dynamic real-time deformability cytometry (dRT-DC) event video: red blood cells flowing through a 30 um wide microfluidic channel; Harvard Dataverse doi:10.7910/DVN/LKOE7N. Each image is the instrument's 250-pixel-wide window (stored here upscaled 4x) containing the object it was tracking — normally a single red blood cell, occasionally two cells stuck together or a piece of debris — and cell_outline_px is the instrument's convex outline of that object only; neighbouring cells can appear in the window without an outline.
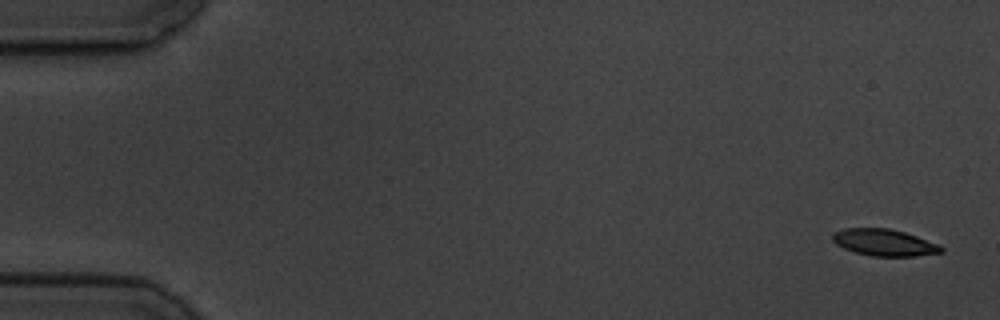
{"species": "common noctule bat (a hibernating species)", "species_latin": "Nyctalus noctula", "temperature_condition": "cold", "stored_images_in_passage": 5, "camera_frame_rate_fps": 3000, "um_per_image_px": 0.085, "animal": {"sex": "male", "body_mass_g": 19.5, "forearm_length_mm": 54.6}, "frame": {"image": 1, "passage_image": 1, "time_ms": 0.0, "image_size_px": [1000, 320], "cell_outline_px": [[944, 252], [916, 256], [872, 256], [856, 252], [844, 248], [836, 244], [832, 240], [832, 232], [844, 228], [888, 228], [904, 232], [940, 244], [944, 248]], "centroid_in_image_um": [75.17, 20.61], "position_along_channel_um": 9.8, "area_um2": 16.99}}
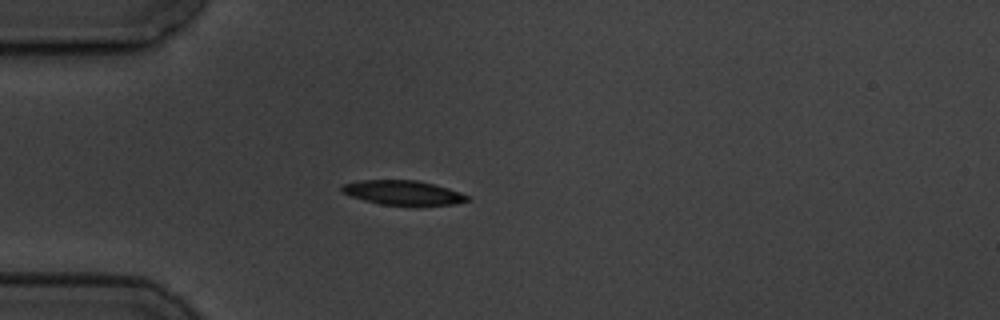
{"frame": {"image": 2, "passage_image": 5, "time_ms": 4.667, "image_size_px": [1000, 320], "cell_outline_px": [[472, 200], [456, 204], [380, 204], [364, 200], [352, 196], [344, 192], [340, 188], [344, 184], [360, 180], [416, 180], [448, 188], [472, 196]], "centroid_in_image_um": [34.31, 16.36], "position_along_channel_um": 50.7, "area_um2": 17.51}}